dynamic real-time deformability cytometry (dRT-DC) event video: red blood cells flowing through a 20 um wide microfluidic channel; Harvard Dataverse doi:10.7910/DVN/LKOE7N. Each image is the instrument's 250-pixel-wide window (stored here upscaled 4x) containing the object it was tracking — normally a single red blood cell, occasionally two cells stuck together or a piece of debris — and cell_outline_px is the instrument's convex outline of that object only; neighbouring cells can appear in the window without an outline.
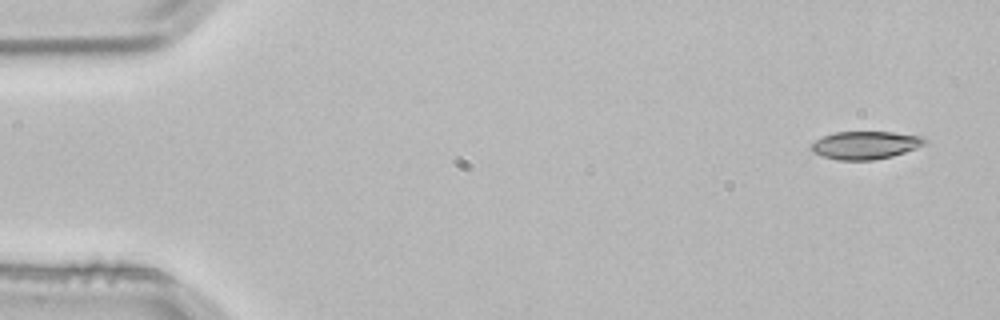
{"species": "common noctule bat (a hibernating species)", "species_latin": "Nyctalus noctula", "temperature_condition": "room temperature", "stored_images_in_passage": 5, "camera_frame_rate_fps": 3000, "um_per_image_px": 0.085, "animal": {"sex": "male", "body_mass_g": 21.5, "forearm_length_mm": 52.0}, "frame": {"image": 1, "passage_image": 1, "time_ms": 0.0, "image_size_px": [1000, 320], "cell_outline_px": [[928, 140], [924, 144], [916, 148], [892, 156], [872, 160], [836, 160], [812, 152], [808, 148], [820, 136], [836, 132], [892, 132], [924, 136]], "centroid_in_image_um": [73.54, 12.33], "position_along_channel_um": 11.5, "area_um2": 18.55}}